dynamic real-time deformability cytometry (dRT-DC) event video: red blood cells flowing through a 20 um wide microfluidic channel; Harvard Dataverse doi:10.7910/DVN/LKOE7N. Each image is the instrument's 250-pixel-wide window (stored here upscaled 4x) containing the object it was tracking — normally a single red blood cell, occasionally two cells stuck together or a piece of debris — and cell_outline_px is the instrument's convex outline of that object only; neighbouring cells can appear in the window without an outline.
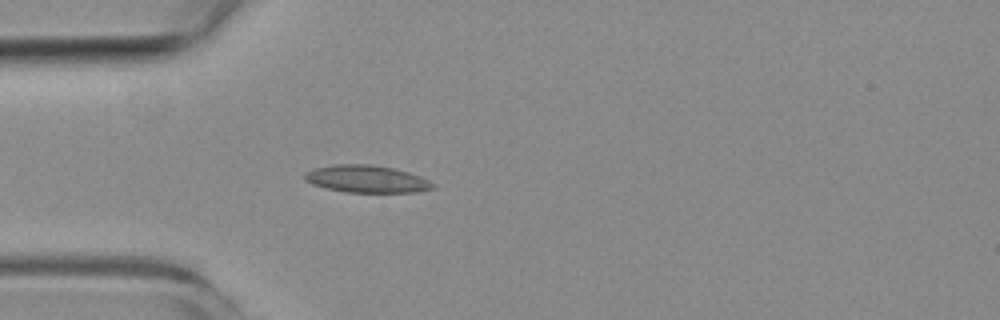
{"species": "common noctule bat (a hibernating species)", "species_latin": "Nyctalus noctula", "temperature_condition": "room temperature", "stored_images_in_passage": 4, "camera_frame_rate_fps": 3000, "um_per_image_px": 0.085, "animal": {"sex": "female", "body_mass_g": 19.3, "forearm_length_mm": 54.1}, "frame": {"image": 1, "passage_image": 4, "time_ms": 3.333, "image_size_px": [1000, 320], "cell_outline_px": [[436, 188], [416, 192], [344, 192], [324, 188], [312, 184], [304, 180], [304, 172], [312, 168], [332, 164], [368, 164], [392, 168], [408, 172], [420, 176], [436, 184]], "centroid_in_image_um": [31.12, 15.21], "position_along_channel_um": 53.9, "area_um2": 20.63}}